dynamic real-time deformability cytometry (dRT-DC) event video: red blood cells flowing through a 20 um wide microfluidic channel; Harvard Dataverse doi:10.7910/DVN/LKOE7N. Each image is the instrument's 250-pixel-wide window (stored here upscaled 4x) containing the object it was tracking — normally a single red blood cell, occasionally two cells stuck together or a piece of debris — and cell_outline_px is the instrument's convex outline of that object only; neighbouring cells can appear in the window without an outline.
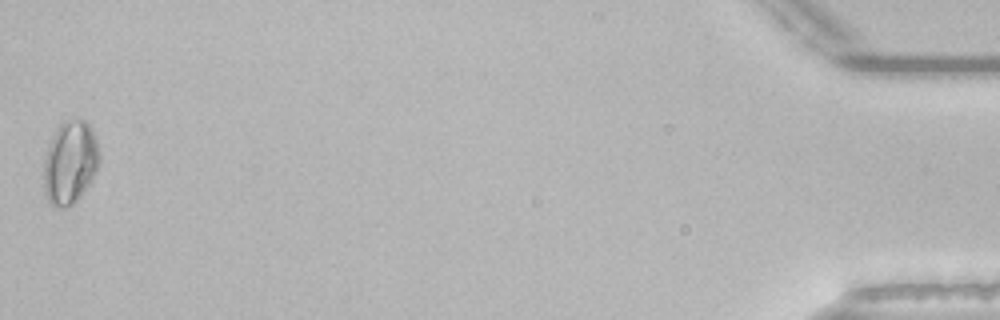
{"species": "common noctule bat (a hibernating species)", "species_latin": "Nyctalus noctula", "temperature_condition": "room temperature", "stored_images_in_passage": 37, "camera_frame_rate_fps": 3000, "um_per_image_px": 0.085, "animal": {"sex": "male", "body_mass_g": 21.5, "forearm_length_mm": 52.0}, "frame": {"image": 1, "passage_image": 37, "time_ms": 12.0, "image_size_px": [1000, 320], "cell_outline_px": [[100, 164], [88, 184], [76, 200], [72, 204], [64, 208], [56, 208], [48, 200], [44, 192], [44, 160], [52, 136], [56, 128], [64, 120], [84, 120], [88, 124], [96, 140], [100, 156]], "centroid_in_image_um": [5.94, 13.81], "position_along_channel_um": 429.3, "area_um2": 26.65}, "authors_computed_cell_mechanics": {"area_um2": 18.6116, "velocity_mm_per_s": 3.8282, "shape_relaxation_time_tau1_ms": 10.8437, "shape_relaxation_time_tau2_ms": 2.7455, "deformation_change_tau1": 0.1356, "deformation_change_tau2": 0.0621}}